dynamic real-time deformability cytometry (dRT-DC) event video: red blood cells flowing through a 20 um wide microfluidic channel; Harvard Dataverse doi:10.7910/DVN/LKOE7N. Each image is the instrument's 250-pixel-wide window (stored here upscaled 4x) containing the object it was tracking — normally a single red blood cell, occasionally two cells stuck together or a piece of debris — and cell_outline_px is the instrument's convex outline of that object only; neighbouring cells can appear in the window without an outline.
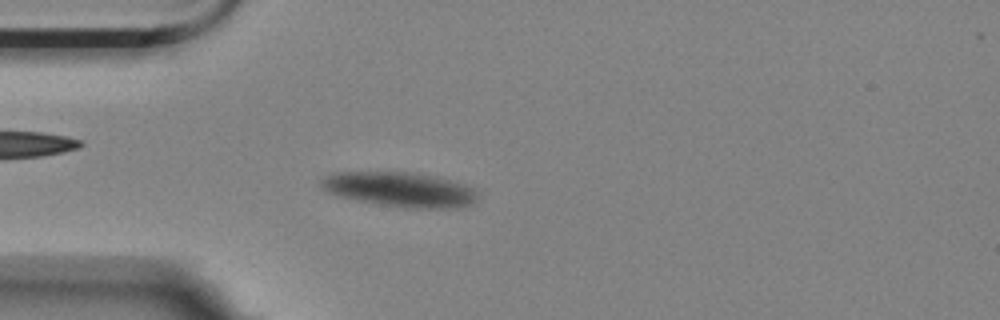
{"species": "Egyptian fruit bat (a non-hibernating species)", "species_latin": "Rousettus aegyptiacus", "temperature_condition": "room temperature", "stored_images_in_passage": 48, "camera_frame_rate_fps": 3000, "um_per_image_px": 0.085, "animal": {"sex": "female"}, "frame": {"image": 1, "passage_image": 2, "time_ms": 0.333, "image_size_px": [1000, 320], "cell_outline_px": [[480, 196], [472, 204], [456, 208], [404, 208], [356, 200], [340, 196], [328, 192], [320, 184], [320, 180], [324, 176], [336, 172], [416, 172], [436, 176], [464, 184], [476, 188], [480, 192]], "centroid_in_image_um": [34.06, 16.1], "position_along_channel_um": 50.9, "area_um2": 32.02}}
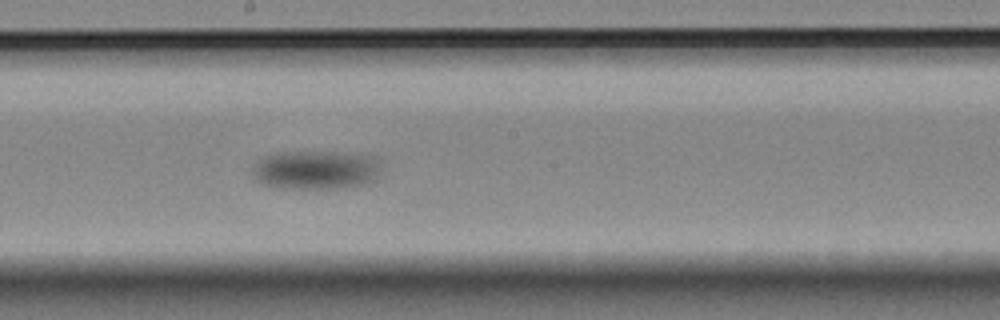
{"frame": {"image": 2, "passage_image": 19, "time_ms": 6.0, "image_size_px": [1000, 320], "cell_outline_px": [[384, 160], [376, 176], [372, 180], [364, 184], [336, 188], [284, 188], [264, 184], [256, 180], [252, 172], [252, 168], [256, 160], [264, 156], [276, 152], [336, 152], [380, 156]], "centroid_in_image_um": [26.87, 14.41], "position_along_channel_um": 221.3, "area_um2": 29.48}}
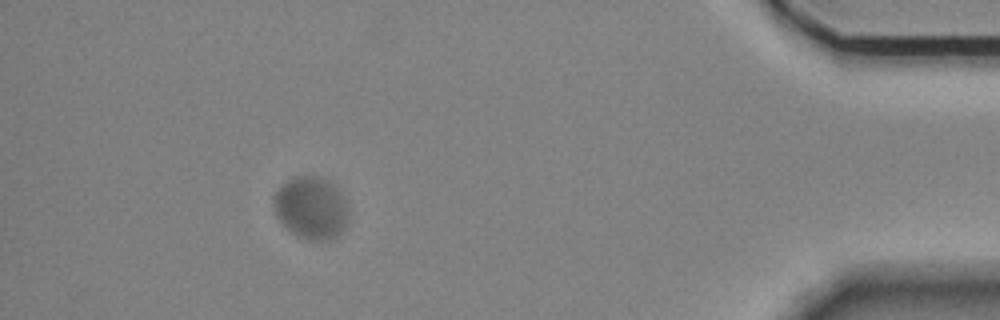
{"frame": {"image": 3, "passage_image": 42, "time_ms": 13.667, "image_size_px": [1000, 320], "cell_outline_px": [[348, 216], [344, 228], [332, 240], [308, 240], [292, 232], [276, 216], [272, 204], [272, 196], [292, 176], [320, 176], [328, 180], [344, 196], [348, 212]], "centroid_in_image_um": [26.44, 17.65], "position_along_channel_um": 408.8, "area_um2": 27.17}}